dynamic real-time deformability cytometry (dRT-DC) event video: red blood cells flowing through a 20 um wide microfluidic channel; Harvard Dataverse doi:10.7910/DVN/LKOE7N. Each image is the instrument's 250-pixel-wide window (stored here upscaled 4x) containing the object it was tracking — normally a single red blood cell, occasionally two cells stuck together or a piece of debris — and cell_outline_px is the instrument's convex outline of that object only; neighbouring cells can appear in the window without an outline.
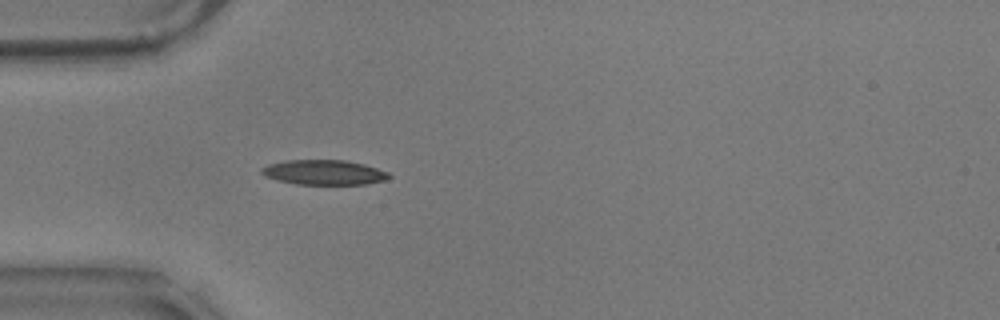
{"species": "common noctule bat (a hibernating species)", "species_latin": "Nyctalus noctula", "temperature_condition": "warm", "stored_images_in_passage": 17, "camera_frame_rate_fps": 3000, "um_per_image_px": 0.085, "animal": {"sex": "male", "body_mass_g": 17.9}, "frame": {"image": 1, "passage_image": 1, "time_ms": 0.0, "image_size_px": [1000, 320], "cell_outline_px": [[392, 176], [388, 180], [364, 184], [296, 184], [264, 176], [260, 172], [260, 168], [268, 164], [284, 160], [344, 160], [364, 164], [388, 172]], "centroid_in_image_um": [27.54, 14.64], "position_along_channel_um": 57.5, "area_um2": 18.5}}